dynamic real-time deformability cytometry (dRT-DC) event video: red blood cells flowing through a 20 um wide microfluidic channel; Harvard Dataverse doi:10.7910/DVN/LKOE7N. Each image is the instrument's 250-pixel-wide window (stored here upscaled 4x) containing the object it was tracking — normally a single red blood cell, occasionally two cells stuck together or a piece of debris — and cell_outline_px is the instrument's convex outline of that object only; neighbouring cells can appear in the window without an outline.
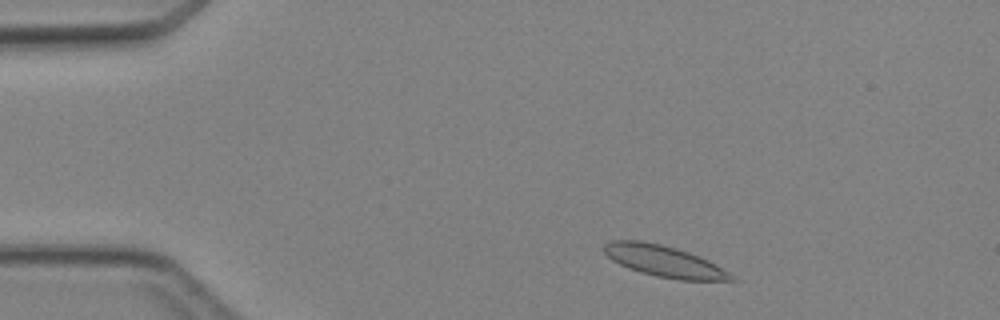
{"species": "Egyptian fruit bat (a non-hibernating species)", "species_latin": "Rousettus aegyptiacus", "temperature_condition": "cold", "stored_images_in_passage": 3, "camera_frame_rate_fps": 3000, "um_per_image_px": 0.085, "animal": {"sex": "female"}, "frame": {"image": 1, "passage_image": 1, "time_ms": 0.0, "image_size_px": [1000, 320], "cell_outline_px": [[736, 280], [680, 280], [656, 276], [640, 272], [628, 268], [612, 260], [604, 252], [604, 244], [612, 240], [640, 240], [660, 244], [676, 248], [700, 256], [716, 264], [728, 272]], "centroid_in_image_um": [56.42, 22.19], "position_along_channel_um": 28.6, "area_um2": 23.0}}
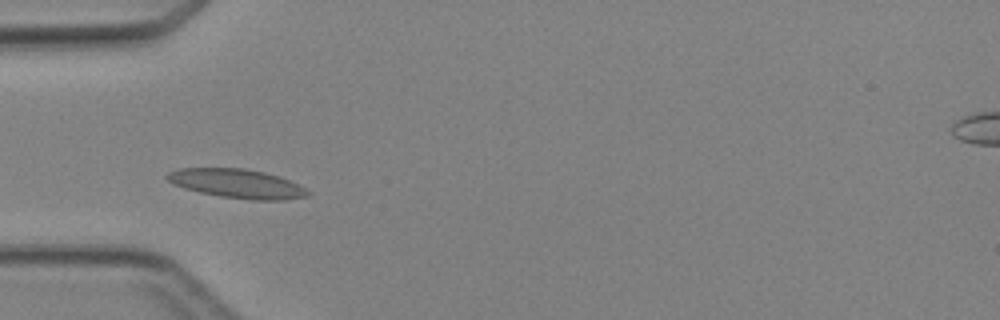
{"frame": {"image": 2, "passage_image": 3, "time_ms": 2.333, "image_size_px": [1000, 320], "cell_outline_px": [[312, 192], [308, 196], [284, 200], [252, 200], [220, 196], [200, 192], [184, 188], [172, 184], [164, 176], [168, 172], [180, 168], [244, 168], [264, 172], [280, 176]], "centroid_in_image_um": [20.13, 15.6], "position_along_channel_um": 64.9, "area_um2": 23.81}}